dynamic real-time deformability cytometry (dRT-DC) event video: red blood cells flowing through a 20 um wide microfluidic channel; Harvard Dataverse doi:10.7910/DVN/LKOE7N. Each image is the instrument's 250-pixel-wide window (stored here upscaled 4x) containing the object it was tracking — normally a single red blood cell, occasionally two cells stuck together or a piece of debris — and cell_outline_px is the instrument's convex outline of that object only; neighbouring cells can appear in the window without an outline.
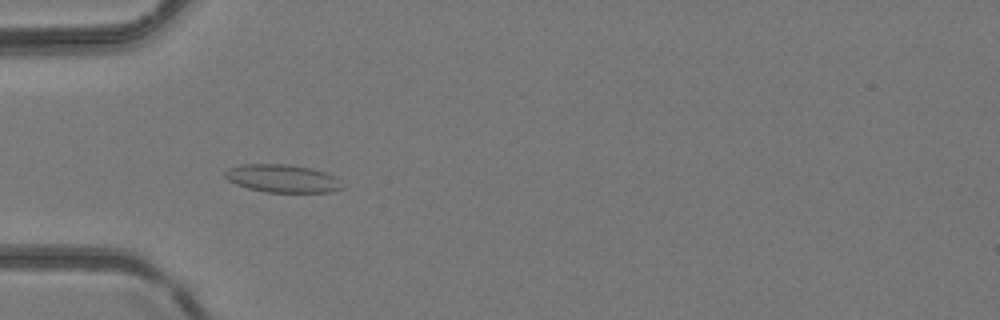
{"species": "common noctule bat (a hibernating species)", "species_latin": "Nyctalus noctula", "temperature_condition": "room temperature", "stored_images_in_passage": 4, "camera_frame_rate_fps": 3000, "um_per_image_px": 0.085, "animal": {"sex": "female", "body_mass_g": 24.6, "forearm_length_mm": 56.2}, "frame": {"image": 1, "passage_image": 4, "time_ms": 1.0, "image_size_px": [1000, 320], "cell_outline_px": [[344, 188], [328, 192], [264, 192], [248, 188], [236, 184], [228, 180], [224, 176], [224, 172], [228, 168], [240, 164], [288, 164], [312, 168], [324, 172], [332, 176]], "centroid_in_image_um": [23.93, 15.16], "position_along_channel_um": 61.1, "area_um2": 18.96}}